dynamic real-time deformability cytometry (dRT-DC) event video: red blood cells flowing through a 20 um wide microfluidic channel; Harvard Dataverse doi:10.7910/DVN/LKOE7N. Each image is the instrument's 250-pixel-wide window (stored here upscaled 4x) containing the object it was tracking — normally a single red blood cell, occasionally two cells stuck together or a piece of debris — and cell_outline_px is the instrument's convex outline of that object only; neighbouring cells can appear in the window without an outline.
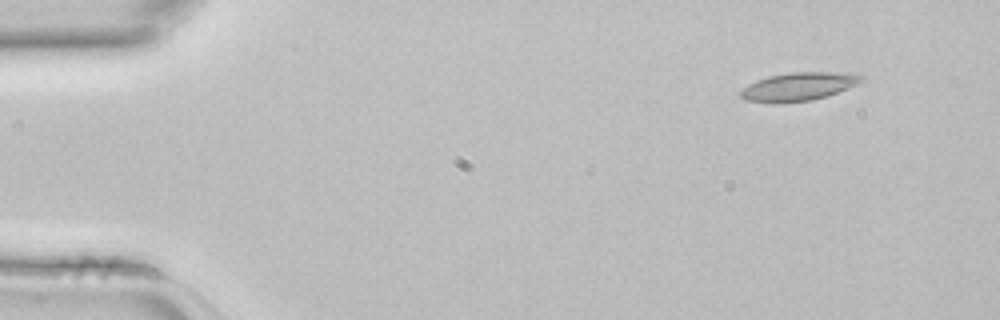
{"species": "common noctule bat (a hibernating species)", "species_latin": "Nyctalus noctula", "temperature_condition": "room temperature", "stored_images_in_passage": 2, "camera_frame_rate_fps": 3000, "um_per_image_px": 0.085, "animal": {"sex": "female", "body_mass_g": 22.7, "forearm_length_mm": 54.2}, "frame": {"image": 1, "passage_image": 1, "time_ms": 0.0, "image_size_px": [1000, 320], "cell_outline_px": [[864, 80], [848, 88], [812, 100], [780, 104], [772, 104], [744, 100], [740, 96], [740, 92], [748, 84], [756, 80], [768, 76], [788, 72], [832, 72], [864, 76]], "centroid_in_image_um": [67.79, 7.38], "position_along_channel_um": 17.2, "area_um2": 19.94}}